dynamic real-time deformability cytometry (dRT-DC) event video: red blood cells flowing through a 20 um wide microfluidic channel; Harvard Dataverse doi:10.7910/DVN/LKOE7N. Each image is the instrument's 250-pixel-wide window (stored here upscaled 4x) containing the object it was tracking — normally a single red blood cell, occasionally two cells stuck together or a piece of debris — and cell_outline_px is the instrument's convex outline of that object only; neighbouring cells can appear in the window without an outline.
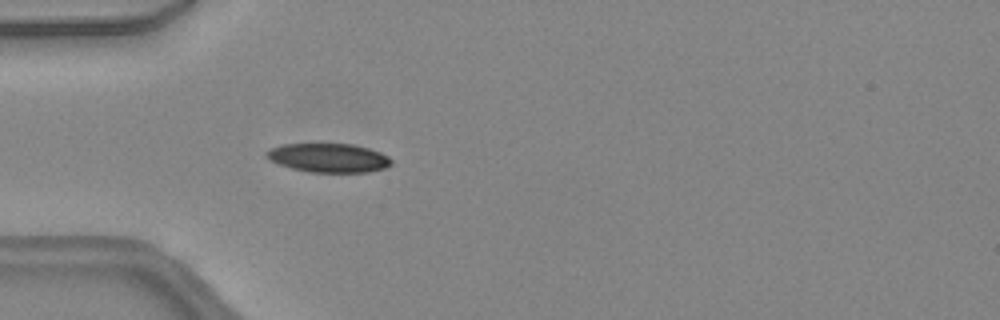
{"species": "common noctule bat (a hibernating species)", "species_latin": "Nyctalus noctula", "temperature_condition": "warm", "stored_images_in_passage": 36, "camera_frame_rate_fps": 3000, "um_per_image_px": 0.085, "animal": {"sex": "female", "body_mass_g": 24.6, "forearm_length_mm": 56.2}, "frame": {"image": 1, "passage_image": 4, "time_ms": 1.0, "image_size_px": [1000, 320], "cell_outline_px": [[392, 164], [388, 168], [368, 172], [308, 172], [292, 168], [268, 160], [264, 156], [264, 152], [268, 148], [280, 144], [352, 144], [368, 148], [380, 152], [388, 156], [392, 160]], "centroid_in_image_um": [27.9, 13.41], "position_along_channel_um": 57.1, "area_um2": 21.33}}
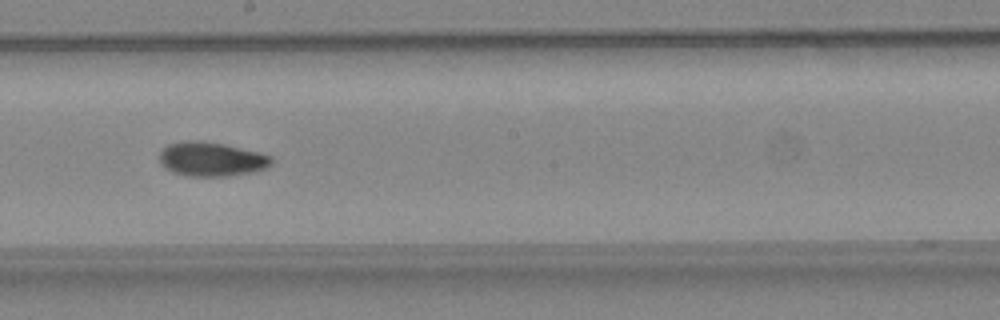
{"frame": {"image": 2, "passage_image": 16, "time_ms": 5.0, "image_size_px": [1000, 320], "cell_outline_px": [[272, 164], [256, 172], [228, 176], [184, 176], [172, 172], [164, 168], [160, 160], [160, 152], [168, 144], [184, 140], [204, 140], [224, 144], [260, 152], [272, 156]], "centroid_in_image_um": [17.97, 13.52], "position_along_channel_um": 230.2, "area_um2": 22.66}}
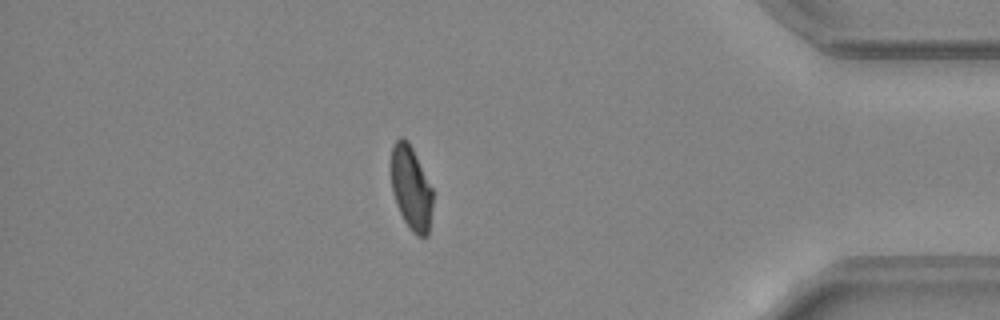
{"frame": {"image": 3, "passage_image": 30, "time_ms": 9.667, "image_size_px": [1000, 320], "cell_outline_px": [[432, 204], [428, 236], [416, 236], [408, 228], [396, 204], [392, 192], [392, 144], [400, 136], [408, 140], [432, 188]], "centroid_in_image_um": [34.94, 16.0], "position_along_channel_um": 400.3, "area_um2": 20.17}, "authors_computed_cell_mechanics": {"area_um2": 21.6172, "velocity_mm_per_s": 4.4587, "shape_relaxation_time_tau1_ms": 6.158, "shape_relaxation_time_tau2_ms": 4.7007, "deformation_change_tau1": 0.1619, "deformation_change_tau2": 0.0965}}